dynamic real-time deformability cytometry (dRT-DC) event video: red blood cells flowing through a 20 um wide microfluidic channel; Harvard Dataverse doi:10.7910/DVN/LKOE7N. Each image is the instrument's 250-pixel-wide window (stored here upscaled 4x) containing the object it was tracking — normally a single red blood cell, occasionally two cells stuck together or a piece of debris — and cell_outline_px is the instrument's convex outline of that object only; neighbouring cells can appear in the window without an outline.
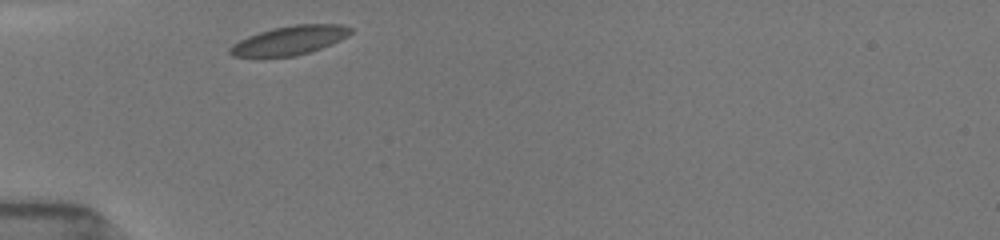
{"species": "common noctule bat (a hibernating species)", "species_latin": "Nyctalus noctula", "temperature_condition": "room temperature", "stored_images_in_passage": 29, "camera_frame_rate_fps": 3000, "um_per_image_px": 0.085, "animal": {"sex": "female", "body_mass_g": 19.5, "forearm_length_mm": 54.1}, "frame": {"image": 1, "passage_image": 1, "time_ms": 0.0, "image_size_px": [1000, 240], "cell_outline_px": [[352, 32], [348, 36], [340, 40], [320, 48], [308, 52], [292, 56], [232, 56], [228, 52], [228, 48], [232, 44], [248, 36], [272, 28], [296, 24], [340, 24], [352, 28]], "centroid_in_image_um": [24.61, 3.41], "position_along_channel_um": 60.4, "area_um2": 20.06}}
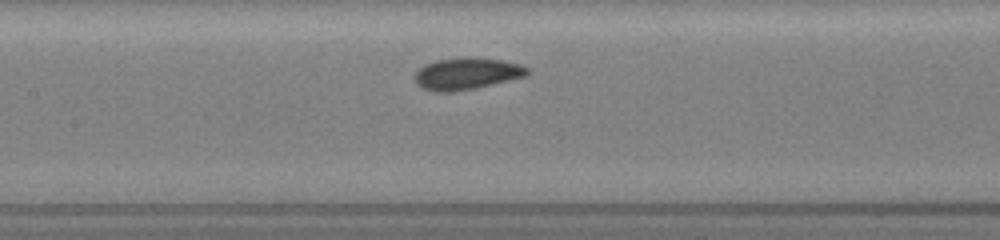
{"frame": {"image": 2, "passage_image": 10, "time_ms": 3.0, "image_size_px": [1000, 240], "cell_outline_px": [[528, 72], [524, 76], [476, 88], [452, 92], [436, 92], [420, 88], [416, 84], [416, 72], [424, 64], [436, 60], [468, 56], [500, 60], [520, 64], [528, 68]], "centroid_in_image_um": [39.62, 6.26], "position_along_channel_um": 167.8, "area_um2": 20.81}}
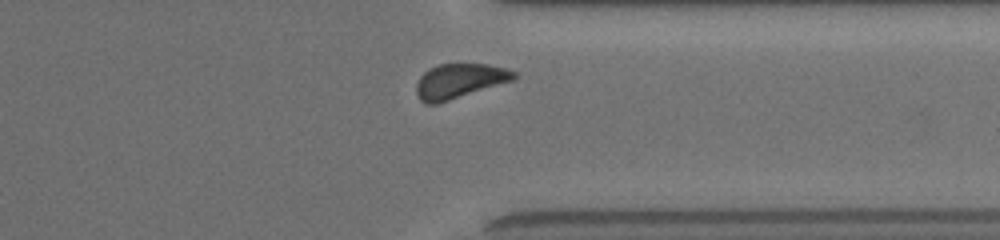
{"frame": {"image": 3, "passage_image": 26, "time_ms": 8.333, "image_size_px": [1000, 240], "cell_outline_px": [[516, 76], [512, 80], [436, 104], [424, 104], [420, 100], [416, 92], [416, 84], [420, 76], [428, 68], [440, 64], [488, 64], [504, 68], [516, 72]], "centroid_in_image_um": [38.99, 6.88], "position_along_channel_um": 372.4, "area_um2": 19.42}, "authors_computed_cell_mechanics": {"area_um2": 20.0566, "velocity_mm_per_s": 3.8392, "shape_relaxation_time_tau1_ms": 1.1028, "shape_relaxation_time_tau2_ms": null, "deformation_change_tau1": 0.0636, "deformation_change_tau2": null}}